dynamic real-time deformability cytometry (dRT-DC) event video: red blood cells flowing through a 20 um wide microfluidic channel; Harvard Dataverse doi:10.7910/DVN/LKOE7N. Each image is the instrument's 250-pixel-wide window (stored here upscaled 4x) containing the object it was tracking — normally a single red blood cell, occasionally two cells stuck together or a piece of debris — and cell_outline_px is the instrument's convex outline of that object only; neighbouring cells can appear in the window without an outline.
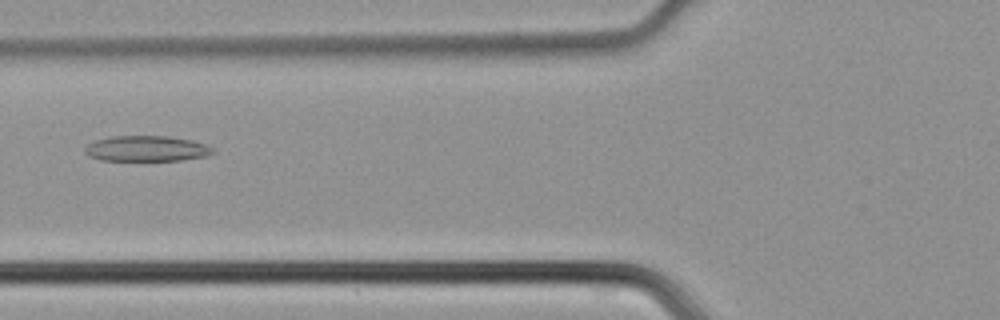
{"species": "common noctule bat (a hibernating species)", "species_latin": "Nyctalus noctula", "temperature_condition": "cold", "stored_images_in_passage": 37, "camera_frame_rate_fps": 3000, "um_per_image_px": 0.085, "animal": {"sex": "male", "body_mass_g": 21.5, "forearm_length_mm": 52.0}, "frame": {"image": 1, "passage_image": 9, "time_ms": 2.667, "image_size_px": [1000, 320], "cell_outline_px": [[216, 152], [204, 156], [180, 160], [100, 160], [88, 156], [84, 152], [84, 148], [88, 144], [96, 140], [112, 136], [168, 136], [192, 140], [208, 144], [216, 148]], "centroid_in_image_um": [12.49, 12.62], "position_along_channel_um": 113.3, "area_um2": 19.19}}
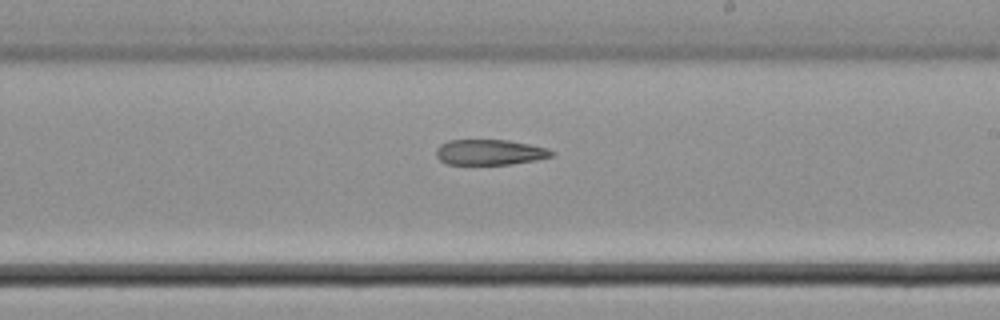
{"frame": {"image": 2, "passage_image": 18, "time_ms": 5.667, "image_size_px": [1000, 320], "cell_outline_px": [[556, 152], [552, 156], [536, 160], [512, 164], [448, 164], [440, 160], [436, 156], [436, 148], [440, 144], [448, 140], [508, 140], [548, 148]], "centroid_in_image_um": [41.63, 12.93], "position_along_channel_um": 247.4, "area_um2": 17.17}}
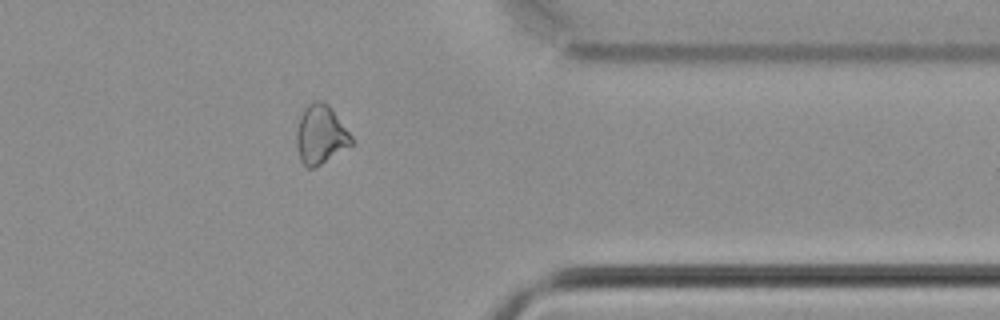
{"frame": {"image": 3, "passage_image": 28, "time_ms": 9.0, "image_size_px": [1000, 320], "cell_outline_px": [[356, 144], [320, 164], [312, 168], [308, 168], [300, 160], [296, 144], [296, 132], [300, 116], [304, 108], [312, 100], [324, 100], [332, 108], [352, 136]], "centroid_in_image_um": [27.28, 11.42], "position_along_channel_um": 384.1, "area_um2": 19.19}}